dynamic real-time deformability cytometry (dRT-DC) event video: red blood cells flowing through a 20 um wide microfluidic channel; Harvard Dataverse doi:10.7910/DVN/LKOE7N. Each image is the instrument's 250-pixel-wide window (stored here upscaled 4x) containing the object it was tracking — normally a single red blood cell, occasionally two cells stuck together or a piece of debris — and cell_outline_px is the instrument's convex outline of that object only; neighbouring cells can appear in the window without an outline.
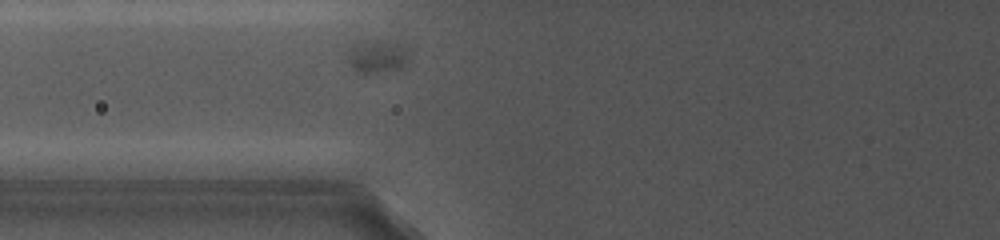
{"species": "common noctule bat (a hibernating species)", "species_latin": "Nyctalus noctula", "temperature_condition": "cold", "stored_images_in_passage": 21, "camera_frame_rate_fps": 5000, "um_per_image_px": 0.085, "animal": {"sex": "female", "body_mass_g": 19.0, "forearm_length_mm": 56.7}, "frame": {"image": 1, "passage_image": 2, "time_ms": 0.6, "image_size_px": [1000, 240], "cell_outline_px": [[408, 44], [404, 64], [400, 68], [372, 72], [360, 72], [352, 64], [348, 56], [356, 44], [384, 40]], "centroid_in_image_um": [32.16, 4.75], "position_along_channel_um": 93.6, "area_um2": 10.87}}
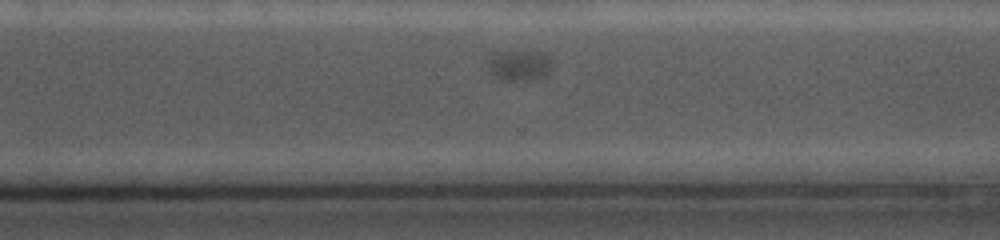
{"frame": {"image": 2, "passage_image": 15, "time_ms": 8.0, "image_size_px": [1000, 240], "cell_outline_px": [[548, 72], [544, 76], [512, 80], [500, 80], [492, 76], [488, 68], [488, 60], [492, 52], [544, 52], [548, 56]], "centroid_in_image_um": [44.02, 5.54], "position_along_channel_um": 326.6, "area_um2": 10.98}}